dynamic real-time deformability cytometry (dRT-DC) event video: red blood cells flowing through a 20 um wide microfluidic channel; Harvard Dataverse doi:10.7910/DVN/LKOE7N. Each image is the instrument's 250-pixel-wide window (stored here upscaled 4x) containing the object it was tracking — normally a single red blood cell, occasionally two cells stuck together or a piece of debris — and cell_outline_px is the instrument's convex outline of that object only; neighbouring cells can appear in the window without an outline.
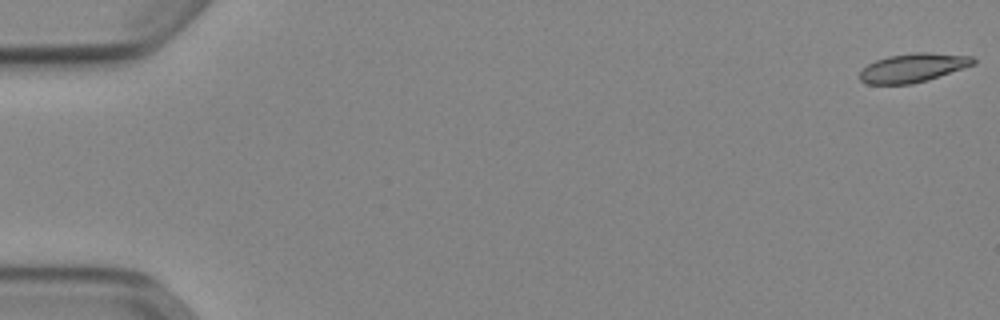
{"species": "Egyptian fruit bat (a non-hibernating species)", "species_latin": "Rousettus aegyptiacus", "temperature_condition": "cold", "stored_images_in_passage": 53, "camera_frame_rate_fps": 3000, "um_per_image_px": 0.085, "animal": {"sex": "female"}, "frame": {"image": 1, "passage_image": 1, "time_ms": 0.0, "image_size_px": [1000, 320], "cell_outline_px": [[976, 64], [928, 80], [912, 84], [868, 84], [860, 80], [860, 72], [868, 64], [876, 60], [888, 56], [912, 52], [928, 52], [972, 56], [976, 60]], "centroid_in_image_um": [77.63, 5.75], "position_along_channel_um": 7.4, "area_um2": 19.13}}
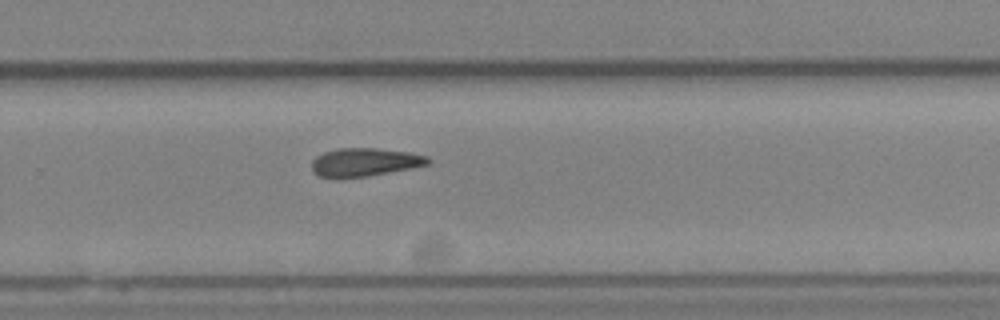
{"frame": {"image": 2, "passage_image": 36, "time_ms": 11.667, "image_size_px": [1000, 320], "cell_outline_px": [[432, 160], [428, 164], [412, 168], [368, 176], [340, 180], [336, 180], [320, 176], [312, 172], [312, 160], [316, 156], [324, 152], [340, 148], [376, 148], [408, 152], [428, 156]], "centroid_in_image_um": [30.96, 13.81], "position_along_channel_um": 298.8, "area_um2": 19.59}}
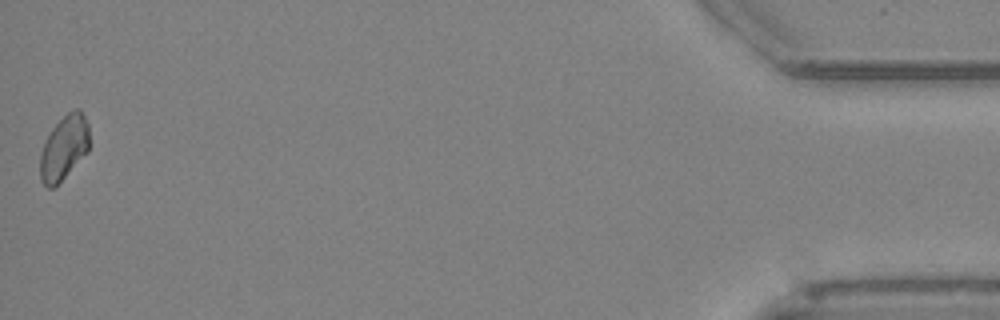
{"frame": {"image": 3, "passage_image": 53, "time_ms": 17.333, "image_size_px": [1000, 320], "cell_outline_px": [[88, 152], [52, 188], [48, 188], [40, 180], [40, 156], [44, 144], [52, 128], [68, 112], [76, 108], [80, 108], [88, 124]], "centroid_in_image_um": [5.44, 12.54], "position_along_channel_um": 429.8, "area_um2": 18.03}, "authors_computed_cell_mechanics": {"area_um2": 19.4786, "velocity_mm_per_s": 3.8826, "shape_relaxation_time_tau1_ms": null, "shape_relaxation_time_tau2_ms": 5.761, "deformation_change_tau1": null, "deformation_change_tau2": 0.1266}}